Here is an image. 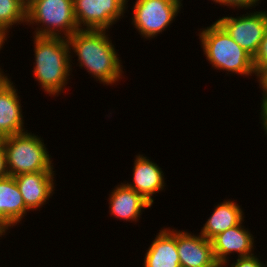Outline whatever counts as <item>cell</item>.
I'll use <instances>...</instances> for the list:
<instances>
[{
	"mask_svg": "<svg viewBox=\"0 0 267 267\" xmlns=\"http://www.w3.org/2000/svg\"><path fill=\"white\" fill-rule=\"evenodd\" d=\"M109 30H78L68 39L70 48V66L72 68L73 53L78 59V66L91 74L97 82L105 85H117L123 75V62L119 57ZM84 67V68H83Z\"/></svg>",
	"mask_w": 267,
	"mask_h": 267,
	"instance_id": "obj_1",
	"label": "cell"
},
{
	"mask_svg": "<svg viewBox=\"0 0 267 267\" xmlns=\"http://www.w3.org/2000/svg\"><path fill=\"white\" fill-rule=\"evenodd\" d=\"M33 76L45 94L50 97L66 92L72 70L67 39L33 35ZM71 71V72H70Z\"/></svg>",
	"mask_w": 267,
	"mask_h": 267,
	"instance_id": "obj_2",
	"label": "cell"
},
{
	"mask_svg": "<svg viewBox=\"0 0 267 267\" xmlns=\"http://www.w3.org/2000/svg\"><path fill=\"white\" fill-rule=\"evenodd\" d=\"M200 30V31H199ZM199 40L203 56L206 57L212 68L224 71L226 75L234 73L240 76L251 77L255 72L253 57L246 52L227 31L217 22H213L205 28H198Z\"/></svg>",
	"mask_w": 267,
	"mask_h": 267,
	"instance_id": "obj_3",
	"label": "cell"
},
{
	"mask_svg": "<svg viewBox=\"0 0 267 267\" xmlns=\"http://www.w3.org/2000/svg\"><path fill=\"white\" fill-rule=\"evenodd\" d=\"M26 25L35 29L33 35L43 37L68 39L79 30L73 0H28Z\"/></svg>",
	"mask_w": 267,
	"mask_h": 267,
	"instance_id": "obj_4",
	"label": "cell"
},
{
	"mask_svg": "<svg viewBox=\"0 0 267 267\" xmlns=\"http://www.w3.org/2000/svg\"><path fill=\"white\" fill-rule=\"evenodd\" d=\"M9 175L54 171L53 159L44 139L29 130L3 138Z\"/></svg>",
	"mask_w": 267,
	"mask_h": 267,
	"instance_id": "obj_5",
	"label": "cell"
},
{
	"mask_svg": "<svg viewBox=\"0 0 267 267\" xmlns=\"http://www.w3.org/2000/svg\"><path fill=\"white\" fill-rule=\"evenodd\" d=\"M131 24L141 38L151 40L168 30L180 13L183 0H135Z\"/></svg>",
	"mask_w": 267,
	"mask_h": 267,
	"instance_id": "obj_6",
	"label": "cell"
},
{
	"mask_svg": "<svg viewBox=\"0 0 267 267\" xmlns=\"http://www.w3.org/2000/svg\"><path fill=\"white\" fill-rule=\"evenodd\" d=\"M129 0H73L79 30H110L128 11Z\"/></svg>",
	"mask_w": 267,
	"mask_h": 267,
	"instance_id": "obj_7",
	"label": "cell"
},
{
	"mask_svg": "<svg viewBox=\"0 0 267 267\" xmlns=\"http://www.w3.org/2000/svg\"><path fill=\"white\" fill-rule=\"evenodd\" d=\"M253 10L236 17H219L216 21L254 58L267 28V11Z\"/></svg>",
	"mask_w": 267,
	"mask_h": 267,
	"instance_id": "obj_8",
	"label": "cell"
},
{
	"mask_svg": "<svg viewBox=\"0 0 267 267\" xmlns=\"http://www.w3.org/2000/svg\"><path fill=\"white\" fill-rule=\"evenodd\" d=\"M244 220L245 219L238 225L218 234L211 240L214 256L219 265L230 261L232 254L234 256L238 254L237 258L256 254L254 252L256 249L254 239L256 237L243 225V223H245Z\"/></svg>",
	"mask_w": 267,
	"mask_h": 267,
	"instance_id": "obj_9",
	"label": "cell"
},
{
	"mask_svg": "<svg viewBox=\"0 0 267 267\" xmlns=\"http://www.w3.org/2000/svg\"><path fill=\"white\" fill-rule=\"evenodd\" d=\"M132 172V182L124 183L153 205L155 203L153 196L165 191V172L154 160L139 153L135 155Z\"/></svg>",
	"mask_w": 267,
	"mask_h": 267,
	"instance_id": "obj_10",
	"label": "cell"
},
{
	"mask_svg": "<svg viewBox=\"0 0 267 267\" xmlns=\"http://www.w3.org/2000/svg\"><path fill=\"white\" fill-rule=\"evenodd\" d=\"M56 171H41L24 173L15 176V181L19 187L26 208L29 211H40L45 206L49 198L53 196L55 190ZM39 208V209H38Z\"/></svg>",
	"mask_w": 267,
	"mask_h": 267,
	"instance_id": "obj_11",
	"label": "cell"
},
{
	"mask_svg": "<svg viewBox=\"0 0 267 267\" xmlns=\"http://www.w3.org/2000/svg\"><path fill=\"white\" fill-rule=\"evenodd\" d=\"M180 267H217L213 245L200 233L177 229Z\"/></svg>",
	"mask_w": 267,
	"mask_h": 267,
	"instance_id": "obj_12",
	"label": "cell"
},
{
	"mask_svg": "<svg viewBox=\"0 0 267 267\" xmlns=\"http://www.w3.org/2000/svg\"><path fill=\"white\" fill-rule=\"evenodd\" d=\"M114 187L108 194L110 217L136 224L142 218L144 209H149L152 205L124 181Z\"/></svg>",
	"mask_w": 267,
	"mask_h": 267,
	"instance_id": "obj_13",
	"label": "cell"
},
{
	"mask_svg": "<svg viewBox=\"0 0 267 267\" xmlns=\"http://www.w3.org/2000/svg\"><path fill=\"white\" fill-rule=\"evenodd\" d=\"M27 212L15 178L10 175L0 178V232L4 236L8 234L11 228L22 223Z\"/></svg>",
	"mask_w": 267,
	"mask_h": 267,
	"instance_id": "obj_14",
	"label": "cell"
},
{
	"mask_svg": "<svg viewBox=\"0 0 267 267\" xmlns=\"http://www.w3.org/2000/svg\"><path fill=\"white\" fill-rule=\"evenodd\" d=\"M11 80L10 78L0 87V136L2 138L28 131L24 125L25 117L20 92Z\"/></svg>",
	"mask_w": 267,
	"mask_h": 267,
	"instance_id": "obj_15",
	"label": "cell"
},
{
	"mask_svg": "<svg viewBox=\"0 0 267 267\" xmlns=\"http://www.w3.org/2000/svg\"><path fill=\"white\" fill-rule=\"evenodd\" d=\"M145 250L143 267H180L177 250V229L162 227Z\"/></svg>",
	"mask_w": 267,
	"mask_h": 267,
	"instance_id": "obj_16",
	"label": "cell"
},
{
	"mask_svg": "<svg viewBox=\"0 0 267 267\" xmlns=\"http://www.w3.org/2000/svg\"><path fill=\"white\" fill-rule=\"evenodd\" d=\"M214 207V211L210 212L212 214L200 231V234L210 241L228 228L238 225L245 218L244 210L235 199L223 200Z\"/></svg>",
	"mask_w": 267,
	"mask_h": 267,
	"instance_id": "obj_17",
	"label": "cell"
},
{
	"mask_svg": "<svg viewBox=\"0 0 267 267\" xmlns=\"http://www.w3.org/2000/svg\"><path fill=\"white\" fill-rule=\"evenodd\" d=\"M26 6L24 0H0V43L7 42L11 28L26 25Z\"/></svg>",
	"mask_w": 267,
	"mask_h": 267,
	"instance_id": "obj_18",
	"label": "cell"
},
{
	"mask_svg": "<svg viewBox=\"0 0 267 267\" xmlns=\"http://www.w3.org/2000/svg\"><path fill=\"white\" fill-rule=\"evenodd\" d=\"M253 62L257 78L260 80L267 73V28Z\"/></svg>",
	"mask_w": 267,
	"mask_h": 267,
	"instance_id": "obj_19",
	"label": "cell"
},
{
	"mask_svg": "<svg viewBox=\"0 0 267 267\" xmlns=\"http://www.w3.org/2000/svg\"><path fill=\"white\" fill-rule=\"evenodd\" d=\"M261 256L257 254L252 255V256H248V257H241V258H237L236 261L233 260V263H231L230 261H226L222 264L223 267H267V261L266 263H263V261H261V258H259ZM229 262L231 264H229Z\"/></svg>",
	"mask_w": 267,
	"mask_h": 267,
	"instance_id": "obj_20",
	"label": "cell"
},
{
	"mask_svg": "<svg viewBox=\"0 0 267 267\" xmlns=\"http://www.w3.org/2000/svg\"><path fill=\"white\" fill-rule=\"evenodd\" d=\"M262 0H223V6L225 7L227 6V8H237V10L239 9H244V11L247 9H252V8H256V6H259V4L261 3Z\"/></svg>",
	"mask_w": 267,
	"mask_h": 267,
	"instance_id": "obj_21",
	"label": "cell"
},
{
	"mask_svg": "<svg viewBox=\"0 0 267 267\" xmlns=\"http://www.w3.org/2000/svg\"><path fill=\"white\" fill-rule=\"evenodd\" d=\"M9 176L3 139L0 141V178Z\"/></svg>",
	"mask_w": 267,
	"mask_h": 267,
	"instance_id": "obj_22",
	"label": "cell"
},
{
	"mask_svg": "<svg viewBox=\"0 0 267 267\" xmlns=\"http://www.w3.org/2000/svg\"><path fill=\"white\" fill-rule=\"evenodd\" d=\"M260 104H261V111L260 112V122H261V129H264L263 131L265 132L264 134L267 135V99L261 98L260 100Z\"/></svg>",
	"mask_w": 267,
	"mask_h": 267,
	"instance_id": "obj_23",
	"label": "cell"
},
{
	"mask_svg": "<svg viewBox=\"0 0 267 267\" xmlns=\"http://www.w3.org/2000/svg\"><path fill=\"white\" fill-rule=\"evenodd\" d=\"M259 88L262 94V98L267 99V73L259 80Z\"/></svg>",
	"mask_w": 267,
	"mask_h": 267,
	"instance_id": "obj_24",
	"label": "cell"
},
{
	"mask_svg": "<svg viewBox=\"0 0 267 267\" xmlns=\"http://www.w3.org/2000/svg\"><path fill=\"white\" fill-rule=\"evenodd\" d=\"M2 48H4V44L0 46V51ZM7 74L8 73L5 74L3 68H1L0 66V87L10 79L11 76L10 75L8 76Z\"/></svg>",
	"mask_w": 267,
	"mask_h": 267,
	"instance_id": "obj_25",
	"label": "cell"
},
{
	"mask_svg": "<svg viewBox=\"0 0 267 267\" xmlns=\"http://www.w3.org/2000/svg\"><path fill=\"white\" fill-rule=\"evenodd\" d=\"M211 1H213L215 4H219L221 6L223 5V0H211Z\"/></svg>",
	"mask_w": 267,
	"mask_h": 267,
	"instance_id": "obj_26",
	"label": "cell"
}]
</instances>
